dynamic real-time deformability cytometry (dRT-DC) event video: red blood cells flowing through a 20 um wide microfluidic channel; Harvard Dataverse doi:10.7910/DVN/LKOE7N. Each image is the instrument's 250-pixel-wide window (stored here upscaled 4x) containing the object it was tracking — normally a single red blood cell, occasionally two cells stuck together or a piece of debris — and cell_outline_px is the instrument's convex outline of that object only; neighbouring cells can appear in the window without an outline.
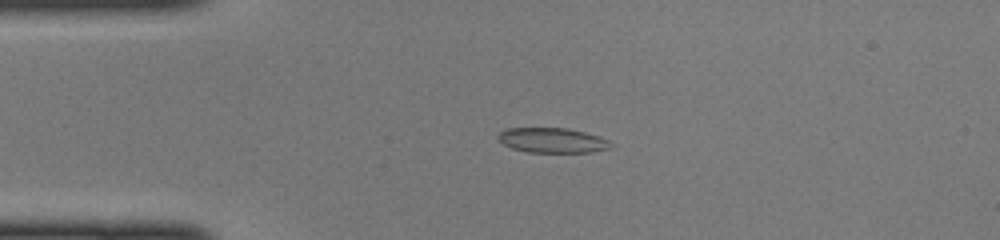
{"species": "common noctule bat (a hibernating species)", "species_latin": "Nyctalus noctula", "temperature_condition": "cold", "stored_images_in_passage": 47, "camera_frame_rate_fps": 3000, "um_per_image_px": 0.085, "animal": {"sex": "female", "body_mass_g": 22.0, "forearm_length_mm": 56.7}, "frame": {"image": 1, "passage_image": 11, "time_ms": 3.333, "image_size_px": [1000, 240], "cell_outline_px": [[612, 148], [592, 152], [528, 152], [512, 148], [504, 144], [496, 136], [504, 128], [568, 128], [600, 136], [608, 140], [612, 144]], "centroid_in_image_um": [46.97, 11.92], "position_along_channel_um": 38.0, "area_um2": 16.42}}
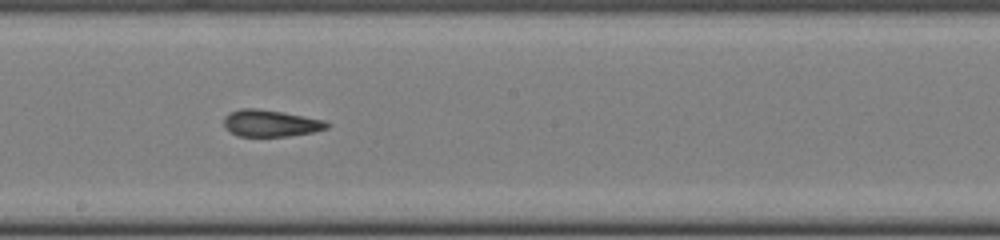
{"frame": {"image": 2, "passage_image": 26, "time_ms": 8.333, "image_size_px": [1000, 240], "cell_outline_px": [[332, 124], [328, 128], [312, 132], [288, 136], [236, 136], [224, 128], [224, 116], [228, 112], [240, 108], [256, 108], [284, 112], [324, 120]], "centroid_in_image_um": [22.97, 10.47], "position_along_channel_um": 225.2, "area_um2": 16.3}}
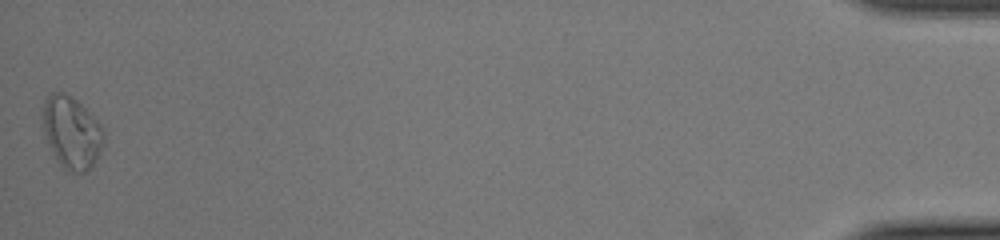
{"frame": {"image": 3, "passage_image": 47, "time_ms": 15.333, "image_size_px": [1000, 240], "cell_outline_px": [[104, 144], [100, 152], [92, 164], [84, 172], [72, 172], [64, 168], [60, 164], [52, 152], [48, 144], [44, 132], [40, 116], [44, 100], [48, 92], [64, 92], [76, 100], [104, 128]], "centroid_in_image_um": [6.05, 11.22], "position_along_channel_um": 429.2, "area_um2": 25.72}}